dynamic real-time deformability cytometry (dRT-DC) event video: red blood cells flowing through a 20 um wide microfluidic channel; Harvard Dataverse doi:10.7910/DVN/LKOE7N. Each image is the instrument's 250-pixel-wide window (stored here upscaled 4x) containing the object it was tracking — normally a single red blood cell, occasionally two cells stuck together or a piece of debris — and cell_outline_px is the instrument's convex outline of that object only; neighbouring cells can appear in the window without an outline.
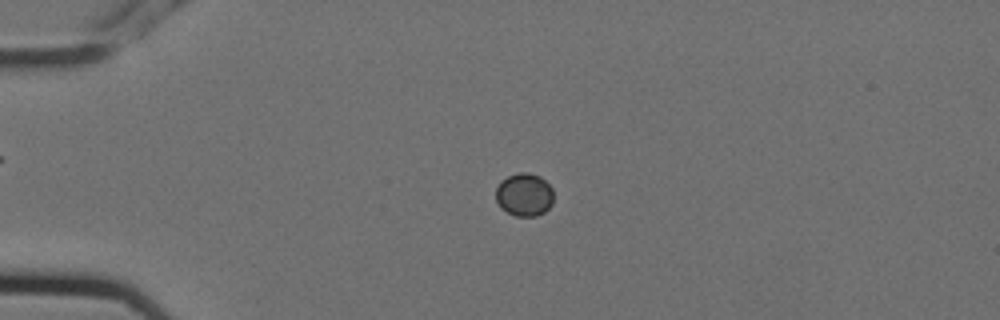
{"species": "Egyptian fruit bat (a non-hibernating species)", "species_latin": "Rousettus aegyptiacus", "temperature_condition": "cold", "stored_images_in_passage": 4, "camera_frame_rate_fps": 3000, "um_per_image_px": 0.085, "animal": {"sex": "female"}, "frame": {"image": 1, "passage_image": 3, "time_ms": 0.667, "image_size_px": [1000, 320], "cell_outline_px": [[552, 204], [544, 212], [536, 216], [516, 216], [500, 208], [496, 200], [496, 188], [500, 180], [508, 176], [520, 172], [528, 172], [540, 176], [552, 188]], "centroid_in_image_um": [44.54, 16.54], "position_along_channel_um": 40.5, "area_um2": 14.51}}